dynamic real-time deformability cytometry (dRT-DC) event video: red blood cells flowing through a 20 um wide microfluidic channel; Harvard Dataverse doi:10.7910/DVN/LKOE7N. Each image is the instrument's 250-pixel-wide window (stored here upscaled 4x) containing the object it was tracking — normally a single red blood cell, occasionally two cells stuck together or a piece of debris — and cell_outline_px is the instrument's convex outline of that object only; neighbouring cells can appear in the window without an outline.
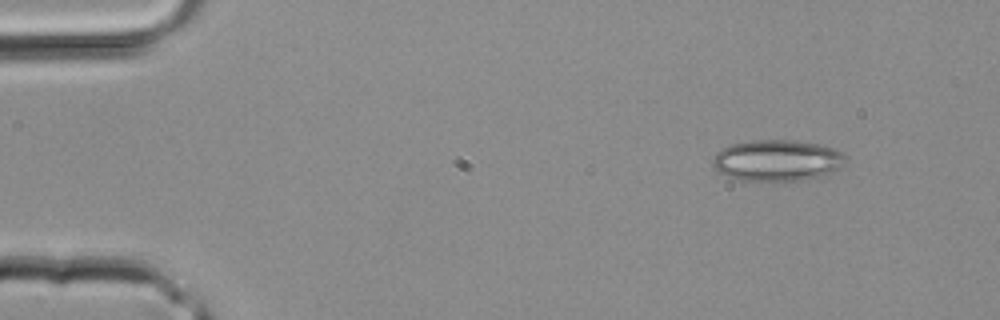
{"species": "common noctule bat (a hibernating species)", "species_latin": "Nyctalus noctula", "temperature_condition": "room temperature", "stored_images_in_passage": 3, "camera_frame_rate_fps": 3000, "um_per_image_px": 0.085, "animal": {"sex": "male", "body_mass_g": 20.4}, "frame": {"image": 1, "passage_image": 1, "time_ms": 0.0, "image_size_px": [1000, 320], "cell_outline_px": [[848, 160], [832, 172], [820, 176], [804, 180], [772, 184], [740, 180], [728, 176], [720, 172], [712, 164], [712, 160], [716, 152], [732, 144], [752, 140], [792, 140], [816, 144], [832, 148], [848, 156]], "centroid_in_image_um": [66.05, 13.68], "position_along_channel_um": 19.0, "area_um2": 32.54}}